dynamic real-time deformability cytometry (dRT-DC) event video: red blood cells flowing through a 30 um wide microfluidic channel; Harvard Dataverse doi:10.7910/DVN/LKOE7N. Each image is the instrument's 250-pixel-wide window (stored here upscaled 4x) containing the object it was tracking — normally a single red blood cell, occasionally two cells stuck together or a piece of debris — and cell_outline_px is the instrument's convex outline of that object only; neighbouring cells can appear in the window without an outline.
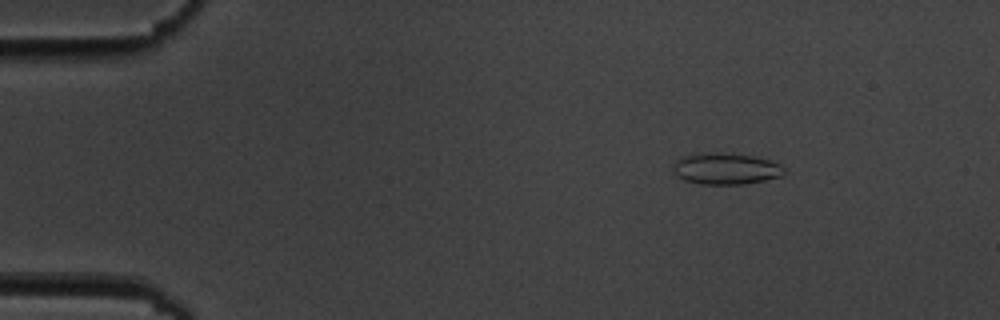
{"species": "common noctule bat (a hibernating species)", "species_latin": "Nyctalus noctula", "temperature_condition": "cold", "stored_images_in_passage": 6, "camera_frame_rate_fps": 3000, "um_per_image_px": 0.085, "animal": {"sex": "male", "body_mass_g": 19.5, "forearm_length_mm": 54.6}, "frame": {"image": 1, "passage_image": 3, "time_ms": 2.333, "image_size_px": [1000, 320], "cell_outline_px": [[784, 172], [780, 176], [764, 180], [744, 184], [700, 184], [684, 180], [676, 176], [672, 168], [676, 160], [680, 156], [720, 152], [752, 156], [768, 160], [780, 164], [784, 168]], "centroid_in_image_um": [61.65, 14.34], "position_along_channel_um": 23.3, "area_um2": 20.17}}